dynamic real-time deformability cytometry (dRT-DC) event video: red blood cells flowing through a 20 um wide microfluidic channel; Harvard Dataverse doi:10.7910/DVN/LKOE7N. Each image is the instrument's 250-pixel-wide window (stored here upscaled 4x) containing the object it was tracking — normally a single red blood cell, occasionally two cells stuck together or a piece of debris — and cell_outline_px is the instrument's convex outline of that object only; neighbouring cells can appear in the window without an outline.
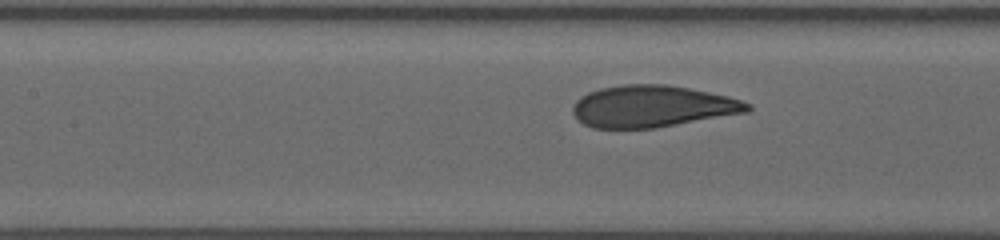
{"species": "human", "species_latin": "Homo sapiens", "temperature_condition": "warm", "stored_images_in_passage": 29, "camera_frame_rate_fps": 3000, "um_per_image_px": 0.085, "donor": {"sex": "female"}, "frame": {"image": 1, "passage_image": 12, "time_ms": 3.667, "image_size_px": [1000, 240], "cell_outline_px": [[752, 108], [748, 112], [652, 128], [592, 128], [584, 124], [572, 112], [572, 108], [576, 100], [580, 96], [588, 92], [600, 88], [624, 84], [664, 84], [688, 88], [728, 96], [744, 100], [752, 104]], "centroid_in_image_um": [55.45, 9.03], "position_along_channel_um": 151.9, "area_um2": 42.43}}
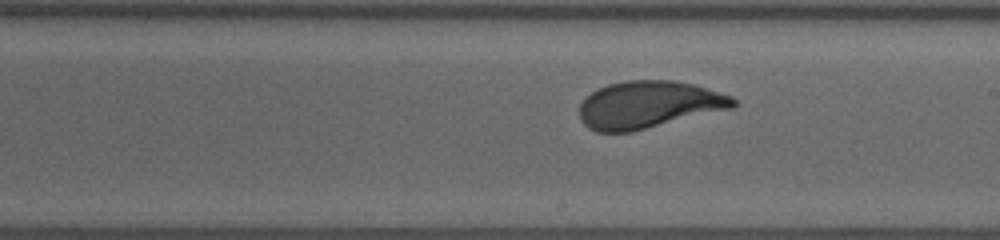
{"frame": {"image": 2, "passage_image": 19, "time_ms": 6.0, "image_size_px": [1000, 240], "cell_outline_px": [[740, 104], [732, 108], [632, 132], [596, 132], [588, 128], [580, 120], [580, 104], [592, 92], [608, 84], [628, 80], [672, 80], [696, 84], [732, 96]], "centroid_in_image_um": [55.16, 8.9], "position_along_channel_um": 233.8, "area_um2": 42.48}}
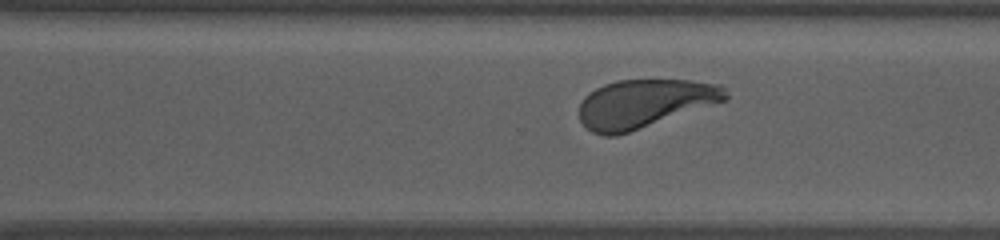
{"frame": {"image": 3, "passage_image": 26, "time_ms": 8.333, "image_size_px": [1000, 240], "cell_outline_px": [[728, 100], [616, 136], [604, 136], [592, 132], [580, 120], [580, 104], [584, 96], [596, 88], [604, 84], [620, 80], [688, 80], [720, 84], [724, 88], [728, 96]], "centroid_in_image_um": [54.79, 8.8], "position_along_channel_um": 315.8, "area_um2": 41.1}}